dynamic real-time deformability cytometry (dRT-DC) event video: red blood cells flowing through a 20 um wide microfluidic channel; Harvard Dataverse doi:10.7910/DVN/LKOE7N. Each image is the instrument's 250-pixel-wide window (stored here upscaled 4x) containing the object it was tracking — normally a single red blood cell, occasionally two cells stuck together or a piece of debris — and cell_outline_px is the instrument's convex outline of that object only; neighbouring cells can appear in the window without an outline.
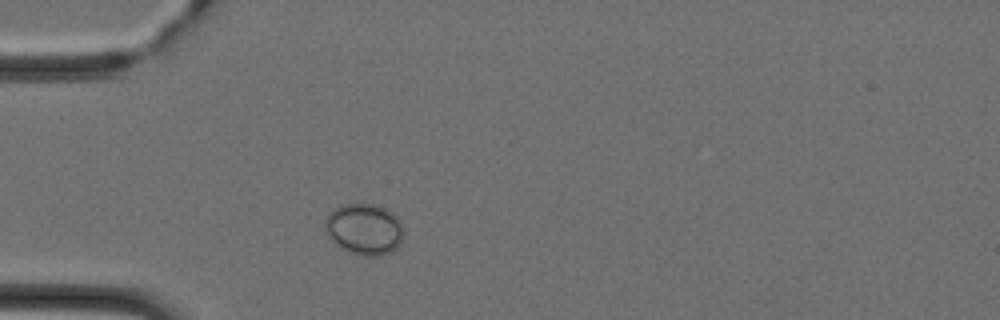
{"species": "Egyptian fruit bat (a non-hibernating species)", "species_latin": "Rousettus aegyptiacus", "temperature_condition": "cold", "stored_images_in_passage": 39, "camera_frame_rate_fps": 3000, "um_per_image_px": 0.085, "animal": {"sex": "female"}, "frame": {"image": 1, "passage_image": 5, "time_ms": 1.333, "image_size_px": [1000, 320], "cell_outline_px": [[404, 236], [400, 244], [392, 252], [380, 256], [360, 256], [348, 252], [340, 248], [328, 236], [324, 224], [324, 216], [332, 208], [340, 204], [372, 204], [384, 208], [392, 212], [400, 220]], "centroid_in_image_um": [30.93, 19.48], "position_along_channel_um": 54.1, "area_um2": 23.99}}
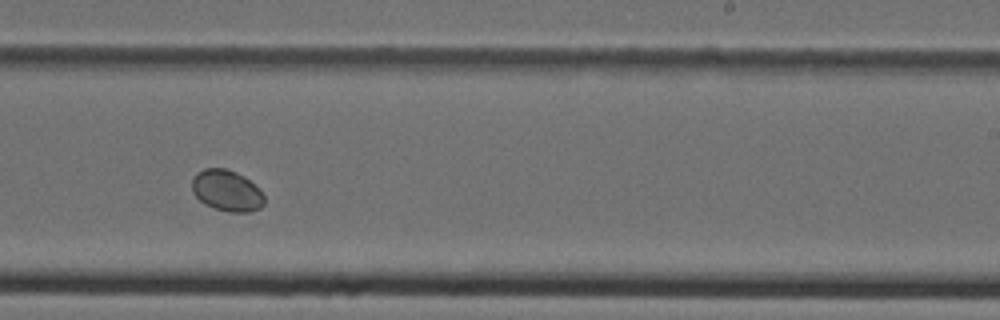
{"frame": {"image": 2, "passage_image": 21, "time_ms": 6.667, "image_size_px": [1000, 320], "cell_outline_px": [[264, 204], [260, 208], [248, 212], [228, 212], [204, 204], [192, 192], [192, 180], [196, 172], [204, 168], [224, 168], [236, 172], [244, 176], [264, 196]], "centroid_in_image_um": [19.24, 16.2], "position_along_channel_um": 269.8, "area_um2": 17.17}}
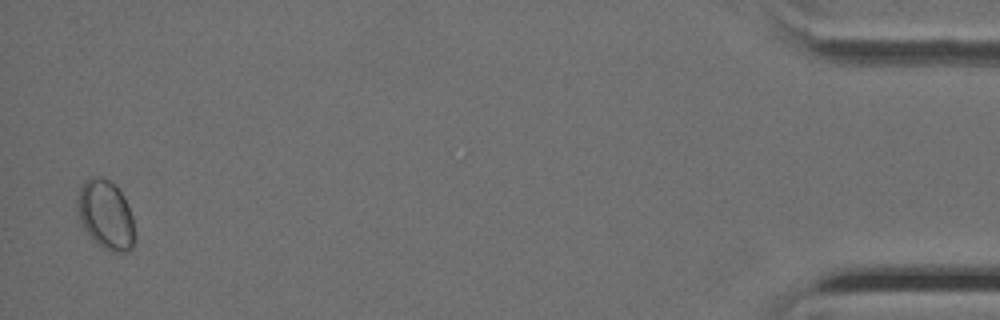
{"frame": {"image": 3, "passage_image": 38, "time_ms": 12.333, "image_size_px": [1000, 320], "cell_outline_px": [[136, 240], [132, 248], [124, 252], [112, 252], [104, 248], [84, 228], [80, 220], [76, 208], [76, 200], [80, 188], [84, 180], [88, 176], [100, 176], [108, 180], [120, 192], [132, 216], [136, 236]], "centroid_in_image_um": [8.98, 18.25], "position_along_channel_um": 426.2, "area_um2": 22.89}}